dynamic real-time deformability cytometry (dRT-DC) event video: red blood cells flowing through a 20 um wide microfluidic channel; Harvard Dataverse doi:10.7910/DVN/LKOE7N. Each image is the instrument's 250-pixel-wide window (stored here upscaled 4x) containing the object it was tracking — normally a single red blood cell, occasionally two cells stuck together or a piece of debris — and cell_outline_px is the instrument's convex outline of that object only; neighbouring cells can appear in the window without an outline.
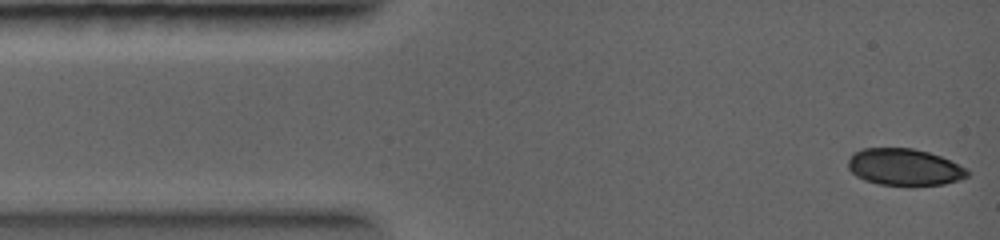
{"species": "common noctule bat (a hibernating species)", "species_latin": "Nyctalus noctula", "temperature_condition": "warm", "stored_images_in_passage": 28, "camera_frame_rate_fps": 5000, "um_per_image_px": 0.085, "animal": {"sex": "female", "body_mass_g": 19.0, "forearm_length_mm": 56.7}, "frame": {"image": 1, "passage_image": 1, "time_ms": 0.0, "image_size_px": [1000, 240], "cell_outline_px": [[968, 176], [960, 180], [944, 184], [880, 184], [864, 180], [856, 176], [848, 168], [848, 160], [852, 152], [864, 148], [912, 148], [928, 152], [940, 156], [968, 168]], "centroid_in_image_um": [76.86, 14.18], "position_along_channel_um": 8.1, "area_um2": 25.37}}
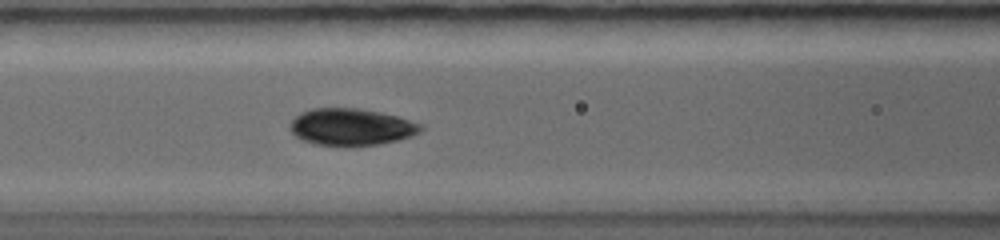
{"frame": {"image": 2, "passage_image": 13, "time_ms": 4.0, "image_size_px": [1000, 240], "cell_outline_px": [[424, 128], [420, 132], [412, 136], [380, 144], [316, 144], [304, 140], [296, 136], [288, 128], [292, 120], [300, 112], [312, 108], [360, 108], [380, 112], [396, 116], [424, 124]], "centroid_in_image_um": [29.87, 10.76], "position_along_channel_um": 136.7, "area_um2": 27.74}}
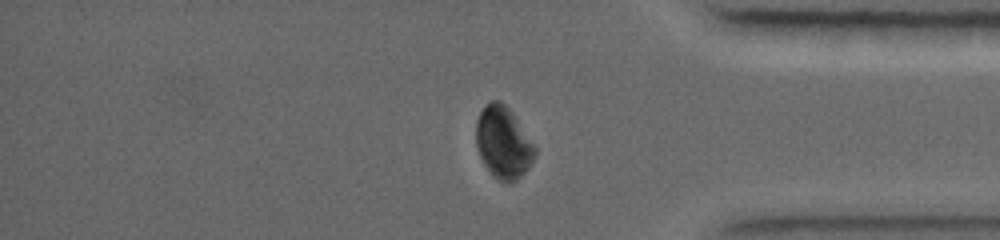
{"frame": {"image": 3, "passage_image": 25, "time_ms": 9.2, "image_size_px": [1000, 240], "cell_outline_px": [[536, 156], [528, 168], [516, 180], [508, 184], [492, 176], [484, 164], [476, 148], [476, 120], [484, 104], [492, 100], [500, 100], [512, 112], [536, 144]], "centroid_in_image_um": [42.79, 12.11], "position_along_channel_um": 392.4, "area_um2": 25.09}}